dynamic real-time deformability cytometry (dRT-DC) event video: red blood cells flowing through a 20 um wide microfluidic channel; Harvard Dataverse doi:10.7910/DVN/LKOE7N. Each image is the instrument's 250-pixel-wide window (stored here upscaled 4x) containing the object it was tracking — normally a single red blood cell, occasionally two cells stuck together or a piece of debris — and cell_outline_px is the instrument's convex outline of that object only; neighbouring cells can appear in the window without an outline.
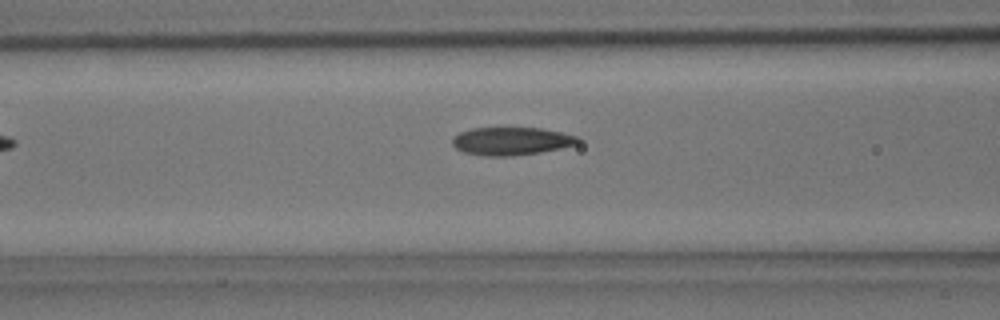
{"species": "common noctule bat (a hibernating species)", "species_latin": "Nyctalus noctula", "temperature_condition": "room temperature", "stored_images_in_passage": 3, "camera_frame_rate_fps": 3000, "um_per_image_px": 0.085, "animal": {"sex": "male", "body_mass_g": 15.6}, "frame": {"image": 1, "passage_image": 3, "time_ms": 2.333, "image_size_px": [1000, 320], "cell_outline_px": [[580, 144], [540, 152], [512, 156], [484, 156], [464, 152], [456, 148], [452, 144], [452, 136], [460, 132], [472, 128], [540, 128], [580, 136]], "centroid_in_image_um": [43.47, 11.99], "position_along_channel_um": 123.1, "area_um2": 20.58}}